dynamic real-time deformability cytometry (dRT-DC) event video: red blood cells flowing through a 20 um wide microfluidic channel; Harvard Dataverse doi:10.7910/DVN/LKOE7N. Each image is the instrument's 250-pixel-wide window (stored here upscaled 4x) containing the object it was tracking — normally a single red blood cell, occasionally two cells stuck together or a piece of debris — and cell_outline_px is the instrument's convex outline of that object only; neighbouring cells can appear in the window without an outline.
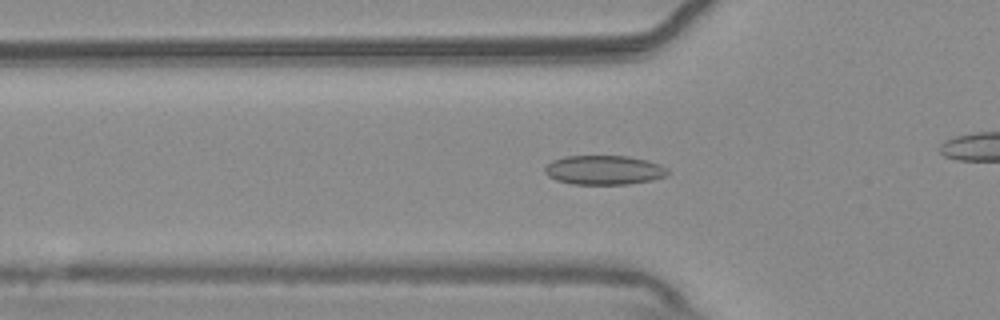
{"species": "common noctule bat (a hibernating species)", "species_latin": "Nyctalus noctula", "temperature_condition": "warm", "stored_images_in_passage": 40, "camera_frame_rate_fps": 3000, "um_per_image_px": 0.085, "animal": {"sex": "male", "body_mass_g": 20.4}, "frame": {"image": 1, "passage_image": 14, "time_ms": 4.333, "image_size_px": [1000, 320], "cell_outline_px": [[668, 176], [652, 180], [628, 184], [572, 184], [556, 180], [548, 176], [544, 172], [544, 168], [552, 160], [564, 156], [628, 156], [648, 160], [660, 164], [668, 168]], "centroid_in_image_um": [51.36, 14.45], "position_along_channel_um": 74.4, "area_um2": 21.15}}
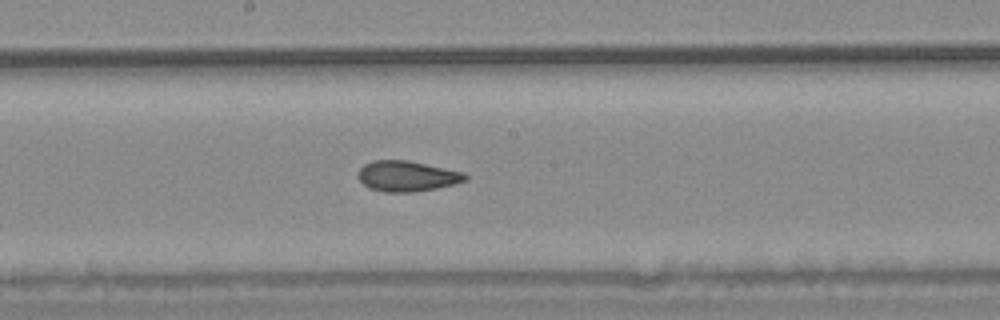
{"frame": {"image": 2, "passage_image": 25, "time_ms": 8.0, "image_size_px": [1000, 320], "cell_outline_px": [[468, 180], [456, 184], [436, 188], [412, 192], [384, 192], [368, 188], [360, 180], [360, 168], [364, 164], [372, 160], [408, 160], [464, 172], [468, 176]], "centroid_in_image_um": [34.63, 14.97], "position_along_channel_um": 213.6, "area_um2": 19.07}}
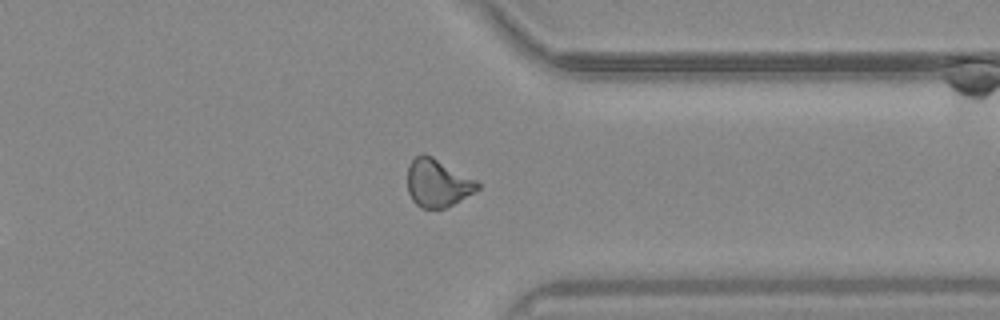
{"frame": {"image": 3, "passage_image": 38, "time_ms": 12.333, "image_size_px": [1000, 320], "cell_outline_px": [[480, 188], [452, 204], [444, 208], [420, 208], [412, 200], [408, 192], [408, 164], [416, 156], [424, 152], [432, 156], [476, 180], [480, 184]], "centroid_in_image_um": [37.16, 15.54], "position_along_channel_um": 374.2, "area_um2": 19.36}}